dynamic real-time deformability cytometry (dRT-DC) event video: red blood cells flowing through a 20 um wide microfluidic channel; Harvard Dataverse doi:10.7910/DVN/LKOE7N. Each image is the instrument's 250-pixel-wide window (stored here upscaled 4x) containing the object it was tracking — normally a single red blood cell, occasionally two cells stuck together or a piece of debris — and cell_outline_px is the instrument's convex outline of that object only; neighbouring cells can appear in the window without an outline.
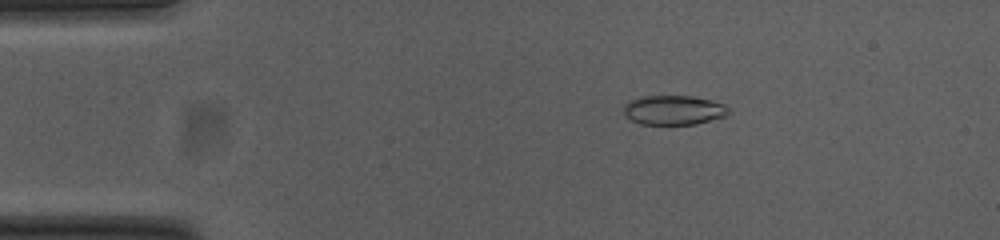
{"species": "common noctule bat (a hibernating species)", "species_latin": "Nyctalus noctula", "temperature_condition": "cold", "stored_images_in_passage": 53, "camera_frame_rate_fps": 3000, "um_per_image_px": 0.085, "animal": {"sex": "female", "body_mass_g": 23.0, "forearm_length_mm": 53.4}, "frame": {"image": 1, "passage_image": 9, "time_ms": 2.667, "image_size_px": [1000, 240], "cell_outline_px": [[728, 116], [696, 124], [640, 124], [624, 116], [624, 104], [632, 100], [644, 96], [692, 96], [724, 104], [728, 108]], "centroid_in_image_um": [57.26, 9.37], "position_along_channel_um": 27.7, "area_um2": 17.92}}
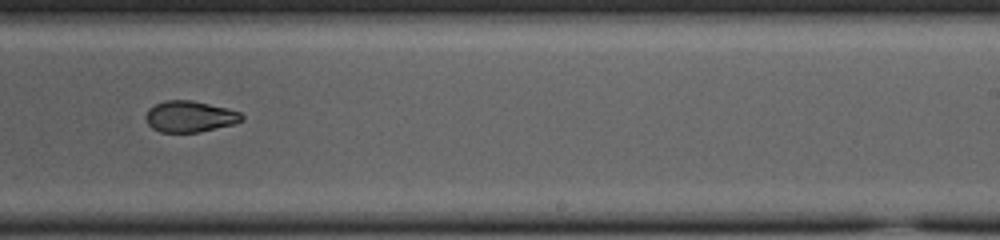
{"frame": {"image": 2, "passage_image": 33, "time_ms": 10.667, "image_size_px": [1000, 240], "cell_outline_px": [[244, 120], [232, 124], [200, 132], [160, 132], [152, 128], [148, 124], [144, 116], [148, 108], [164, 100], [192, 100], [228, 108], [240, 112], [244, 116]], "centroid_in_image_um": [16.12, 9.9], "position_along_channel_um": 272.9, "area_um2": 17.57}}
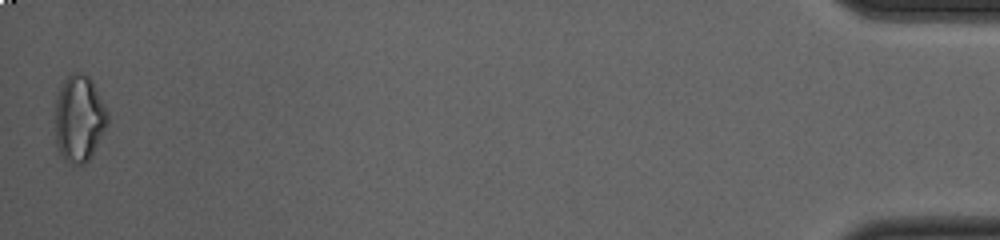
{"frame": {"image": 3, "passage_image": 53, "time_ms": 17.333, "image_size_px": [1000, 240], "cell_outline_px": [[108, 120], [92, 156], [84, 164], [72, 164], [64, 160], [60, 156], [56, 144], [56, 96], [64, 80], [72, 72], [84, 72], [92, 80], [108, 112]], "centroid_in_image_um": [6.72, 10.07], "position_along_channel_um": 428.5, "area_um2": 26.47}, "authors_computed_cell_mechanics": {"area_um2": 18.5538, "velocity_mm_per_s": 3.787, "shape_relaxation_time_tau1_ms": 5.2196, "shape_relaxation_time_tau2_ms": 2.3161, "deformation_change_tau1": 0.1718, "deformation_change_tau2": 0.0693}}